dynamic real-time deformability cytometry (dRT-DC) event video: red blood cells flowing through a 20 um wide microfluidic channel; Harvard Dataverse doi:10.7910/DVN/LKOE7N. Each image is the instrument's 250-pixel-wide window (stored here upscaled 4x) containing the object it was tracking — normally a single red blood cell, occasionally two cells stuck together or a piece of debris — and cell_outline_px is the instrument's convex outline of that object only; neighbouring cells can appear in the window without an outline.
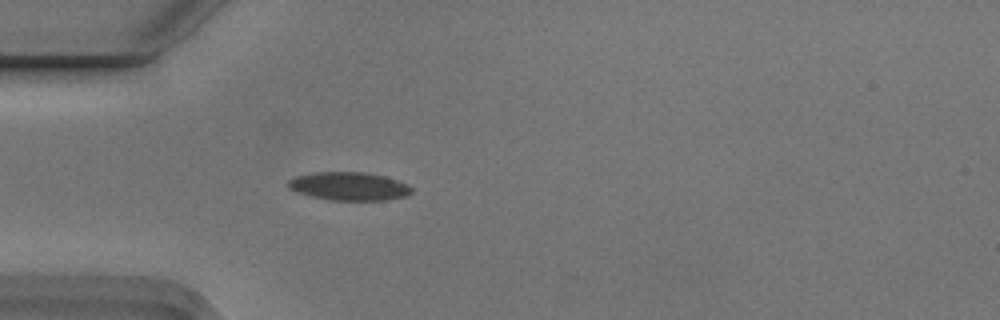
{"species": "Egyptian fruit bat (a non-hibernating species)", "species_latin": "Rousettus aegyptiacus", "temperature_condition": "cold", "stored_images_in_passage": 4, "camera_frame_rate_fps": 3000, "um_per_image_px": 0.085, "animal": {"sex": "male"}, "frame": {"image": 1, "passage_image": 4, "time_ms": 1.0, "image_size_px": [1000, 320], "cell_outline_px": [[412, 192], [408, 196], [388, 200], [332, 200], [312, 196], [296, 192], [288, 188], [288, 180], [296, 176], [312, 172], [364, 172], [384, 176], [408, 184], [412, 188]], "centroid_in_image_um": [29.68, 15.83], "position_along_channel_um": 55.3, "area_um2": 20.4}}